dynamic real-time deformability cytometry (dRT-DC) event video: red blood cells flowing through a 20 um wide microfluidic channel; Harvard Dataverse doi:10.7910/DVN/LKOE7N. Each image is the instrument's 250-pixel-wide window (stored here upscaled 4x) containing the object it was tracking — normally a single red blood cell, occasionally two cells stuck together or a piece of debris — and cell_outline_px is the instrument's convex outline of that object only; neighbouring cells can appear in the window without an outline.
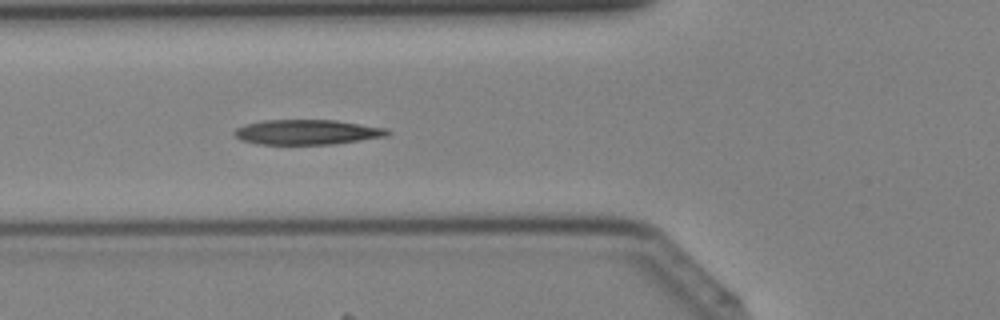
{"species": "Egyptian fruit bat (a non-hibernating species)", "species_latin": "Rousettus aegyptiacus", "temperature_condition": "cold", "stored_images_in_passage": 41, "camera_frame_rate_fps": 3000, "um_per_image_px": 0.085, "animal": {"sex": "female"}, "frame": {"image": 1, "passage_image": 15, "time_ms": 4.667, "image_size_px": [1000, 320], "cell_outline_px": [[392, 132], [388, 136], [332, 144], [256, 144], [240, 140], [232, 132], [236, 128], [248, 124], [264, 120], [336, 120], [388, 128]], "centroid_in_image_um": [26.13, 11.23], "position_along_channel_um": 99.7, "area_um2": 22.31}}
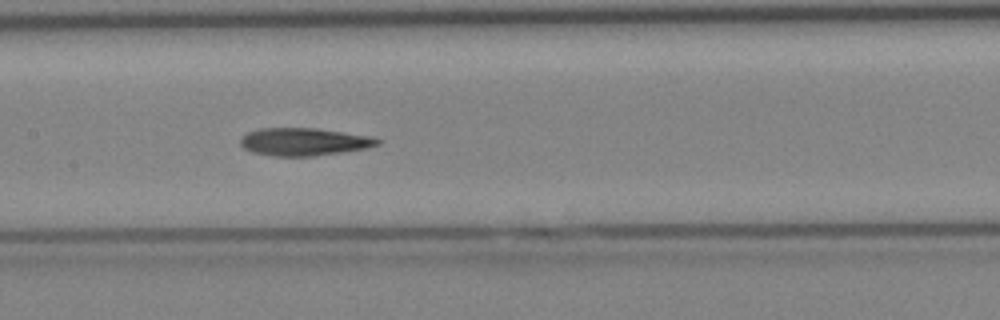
{"frame": {"image": 2, "passage_image": 20, "time_ms": 6.333, "image_size_px": [1000, 320], "cell_outline_px": [[380, 144], [368, 148], [312, 156], [276, 156], [252, 152], [244, 148], [240, 144], [240, 140], [248, 132], [260, 128], [316, 128], [372, 136], [380, 140]], "centroid_in_image_um": [25.85, 12.04], "position_along_channel_um": 181.5, "area_um2": 22.02}}
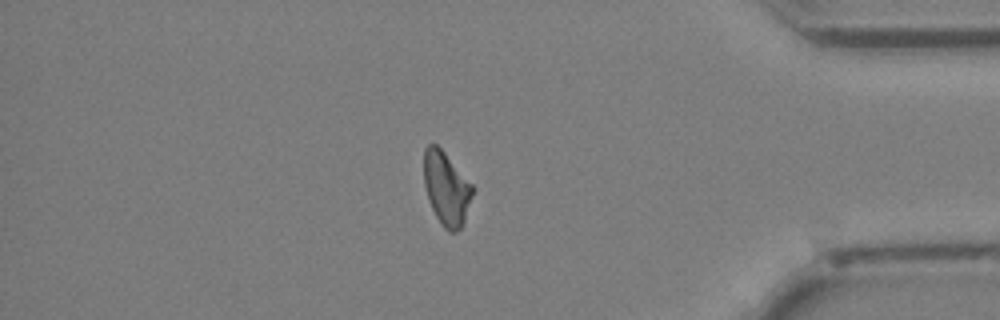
{"frame": {"image": 3, "passage_image": 35, "time_ms": 11.333, "image_size_px": [1000, 320], "cell_outline_px": [[476, 188], [464, 220], [460, 228], [456, 232], [448, 232], [440, 224], [432, 208], [424, 184], [424, 148], [428, 144], [436, 144], [444, 152]], "centroid_in_image_um": [37.96, 16.02], "position_along_channel_um": 397.2, "area_um2": 20.81}}